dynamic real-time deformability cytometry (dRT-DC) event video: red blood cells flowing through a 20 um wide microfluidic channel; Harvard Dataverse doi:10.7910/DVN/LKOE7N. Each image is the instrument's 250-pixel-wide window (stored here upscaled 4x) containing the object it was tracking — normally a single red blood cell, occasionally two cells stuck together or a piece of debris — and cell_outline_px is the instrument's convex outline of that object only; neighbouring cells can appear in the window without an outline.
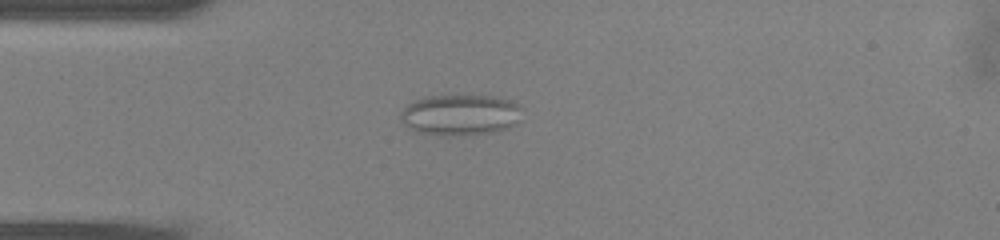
{"species": "common noctule bat (a hibernating species)", "species_latin": "Nyctalus noctula", "temperature_condition": "warm", "stored_images_in_passage": 40, "camera_frame_rate_fps": 3000, "um_per_image_px": 0.085, "animal": {"sex": "male", "body_mass_g": 13.0, "forearm_length_mm": 53.1}, "frame": {"image": 1, "passage_image": 3, "time_ms": 0.667, "image_size_px": [1000, 240], "cell_outline_px": [[524, 108], [520, 120], [516, 124], [508, 128], [496, 132], [448, 136], [412, 132], [400, 120], [400, 112], [412, 100], [424, 96], [456, 92], [492, 96], [512, 100], [520, 104]], "centroid_in_image_um": [39.13, 9.71], "position_along_channel_um": 45.9, "area_um2": 30.63}}
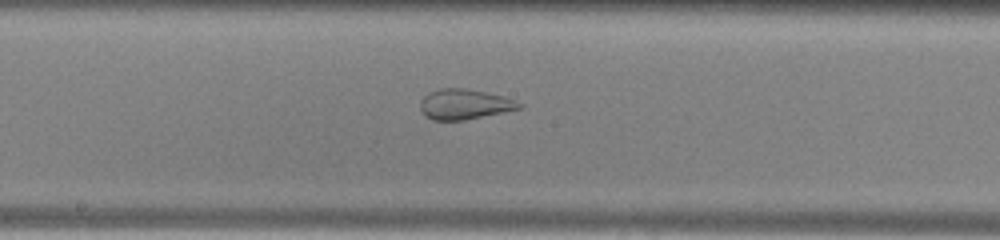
{"frame": {"image": 2, "passage_image": 16, "time_ms": 5.0, "image_size_px": [1000, 240], "cell_outline_px": [[524, 108], [464, 120], [432, 120], [424, 116], [420, 108], [420, 100], [428, 92], [440, 88], [468, 88], [504, 96], [524, 104]], "centroid_in_image_um": [39.48, 8.86], "position_along_channel_um": 208.7, "area_um2": 17.69}}
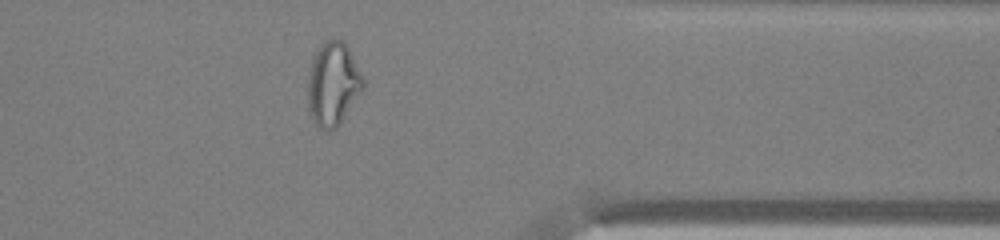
{"frame": {"image": 3, "passage_image": 30, "time_ms": 9.667, "image_size_px": [1000, 240], "cell_outline_px": [[364, 88], [340, 124], [336, 128], [328, 132], [320, 128], [312, 120], [308, 108], [308, 72], [312, 56], [316, 48], [324, 40], [344, 40], [364, 80]], "centroid_in_image_um": [28.27, 7.14], "position_along_channel_um": 383.1, "area_um2": 27.17}, "authors_computed_cell_mechanics": {"area_um2": 23.7269, "velocity_mm_per_s": 4.0779, "shape_relaxation_time_tau1_ms": null, "shape_relaxation_time_tau2_ms": 0.8584, "deformation_change_tau1": null, "deformation_change_tau2": 0.075}}